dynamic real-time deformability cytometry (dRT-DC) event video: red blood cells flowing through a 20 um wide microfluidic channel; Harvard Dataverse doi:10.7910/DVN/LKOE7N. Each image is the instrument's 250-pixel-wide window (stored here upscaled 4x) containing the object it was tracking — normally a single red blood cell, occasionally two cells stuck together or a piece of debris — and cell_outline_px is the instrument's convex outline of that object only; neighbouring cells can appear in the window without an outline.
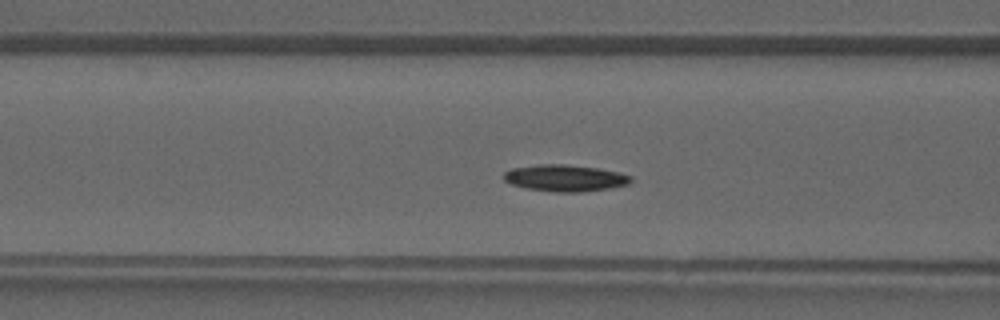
{"species": "common noctule bat (a hibernating species)", "species_latin": "Nyctalus noctula", "temperature_condition": "warm", "stored_images_in_passage": 33, "camera_frame_rate_fps": 3000, "um_per_image_px": 0.085, "animal": {"sex": "male", "forearm_length_mm": 52.5}, "frame": {"image": 1, "passage_image": 8, "time_ms": 2.333, "image_size_px": [1000, 320], "cell_outline_px": [[632, 180], [628, 184], [608, 188], [580, 192], [556, 192], [524, 188], [512, 184], [504, 180], [504, 172], [512, 168], [540, 164], [564, 164], [596, 168], [616, 172], [632, 176]], "centroid_in_image_um": [47.99, 15.13], "position_along_channel_um": 118.6, "area_um2": 19.54}}
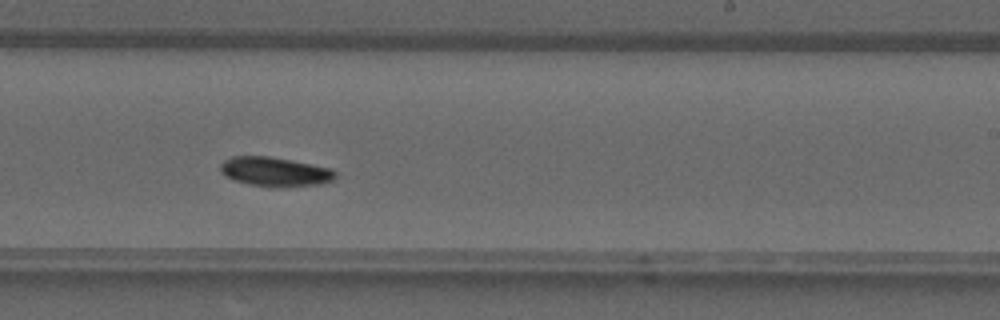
{"frame": {"image": 2, "passage_image": 17, "time_ms": 5.333, "image_size_px": [1000, 320], "cell_outline_px": [[336, 176], [332, 180], [324, 184], [248, 184], [232, 180], [224, 176], [220, 172], [220, 164], [224, 160], [232, 156], [268, 156], [312, 164], [332, 168], [336, 172]], "centroid_in_image_um": [23.32, 14.54], "position_along_channel_um": 265.7, "area_um2": 18.9}}
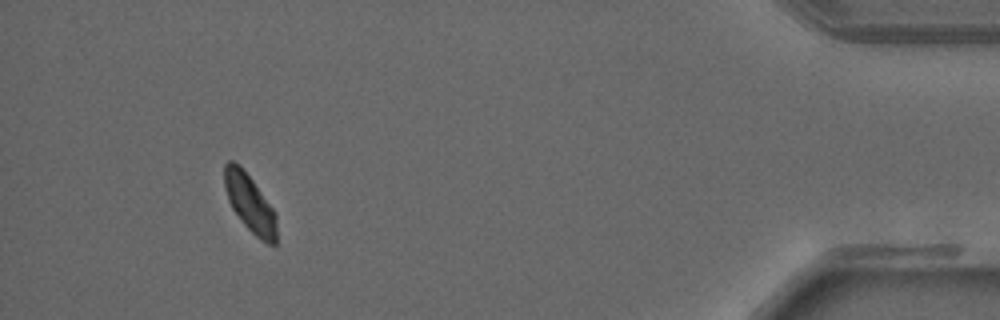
{"frame": {"image": 3, "passage_image": 30, "time_ms": 9.667, "image_size_px": [1000, 320], "cell_outline_px": [[276, 244], [268, 244], [260, 240], [244, 224], [232, 208], [228, 200], [224, 188], [224, 164], [228, 160], [232, 160], [240, 164], [276, 212]], "centroid_in_image_um": [21.22, 17.25], "position_along_channel_um": 414.0, "area_um2": 17.57}}